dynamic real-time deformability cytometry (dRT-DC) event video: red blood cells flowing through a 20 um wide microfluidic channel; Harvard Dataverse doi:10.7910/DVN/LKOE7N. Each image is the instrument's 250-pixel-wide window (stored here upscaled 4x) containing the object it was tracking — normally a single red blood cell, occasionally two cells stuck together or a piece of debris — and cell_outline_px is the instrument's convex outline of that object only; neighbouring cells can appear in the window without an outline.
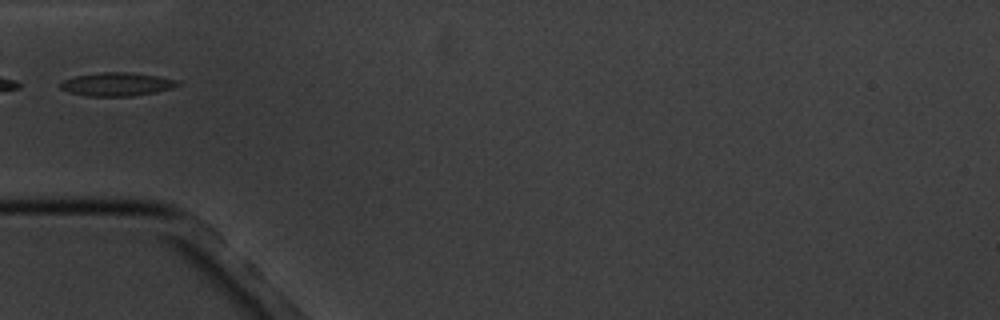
{"species": "common noctule bat (a hibernating species)", "species_latin": "Nyctalus noctula", "temperature_condition": "cold", "stored_images_in_passage": 14, "camera_frame_rate_fps": 3000, "um_per_image_px": 0.085, "animal": {"sex": "male", "body_mass_g": 20.1, "forearm_length_mm": 53.5}, "frame": {"image": 1, "passage_image": 4, "time_ms": 4.333, "image_size_px": [1000, 320], "cell_outline_px": [[180, 84], [172, 88], [156, 92], [132, 96], [88, 96], [68, 92], [60, 88], [60, 80], [72, 76], [100, 72], [128, 72], [160, 76], [176, 80]], "centroid_in_image_um": [9.88, 7.15], "position_along_channel_um": 75.1, "area_um2": 16.18}}
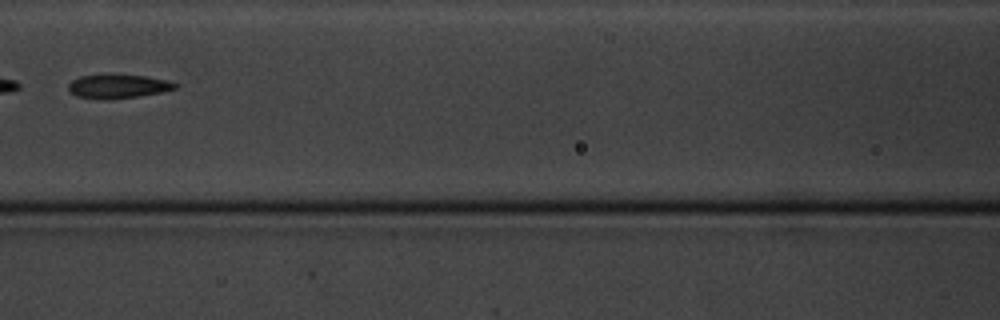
{"frame": {"image": 2, "passage_image": 6, "time_ms": 6.667, "image_size_px": [1000, 320], "cell_outline_px": [[180, 88], [140, 96], [108, 100], [100, 100], [76, 96], [68, 88], [68, 84], [72, 80], [80, 76], [112, 72], [144, 76], [168, 80], [180, 84]], "centroid_in_image_um": [10.05, 7.31], "position_along_channel_um": 156.6, "area_um2": 15.61}}
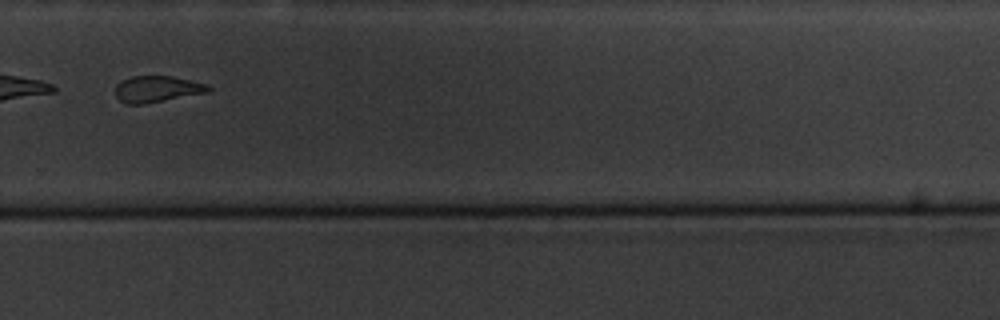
{"frame": {"image": 3, "passage_image": 10, "time_ms": 11.333, "image_size_px": [1000, 320], "cell_outline_px": [[212, 88], [208, 92], [144, 104], [124, 104], [116, 96], [116, 84], [132, 76], [172, 76], [208, 84]], "centroid_in_image_um": [13.35, 7.57], "position_along_channel_um": 316.4, "area_um2": 14.22}, "authors_computed_cell_mechanics": {"area_um2": 16.0973, "velocity_mm_per_s": 3.4488, "shape_relaxation_time_tau1_ms": 6.0505, "shape_relaxation_time_tau2_ms": 4.325, "deformation_change_tau1": 0.1663, "deformation_change_tau2": 0.124}}